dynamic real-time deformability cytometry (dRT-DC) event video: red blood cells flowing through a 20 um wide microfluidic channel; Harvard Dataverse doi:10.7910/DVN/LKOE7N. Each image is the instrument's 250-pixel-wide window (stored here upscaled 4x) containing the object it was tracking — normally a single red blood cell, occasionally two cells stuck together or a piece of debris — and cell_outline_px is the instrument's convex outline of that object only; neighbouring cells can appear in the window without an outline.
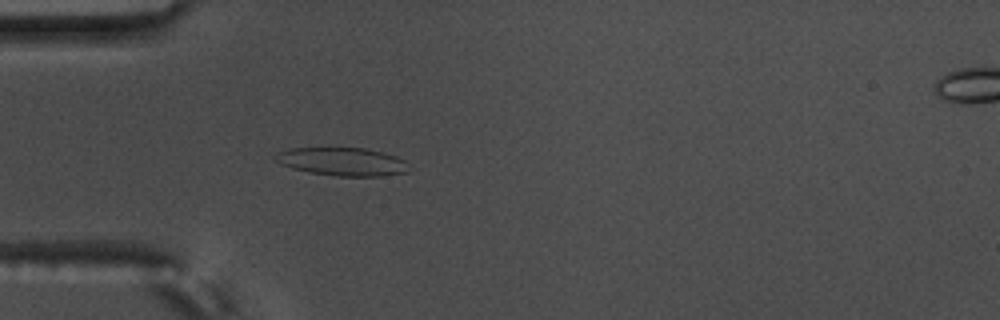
{"species": "common noctule bat (a hibernating species)", "species_latin": "Nyctalus noctula", "temperature_condition": "warm", "stored_images_in_passage": 55, "camera_frame_rate_fps": 3000, "um_per_image_px": 0.085, "animal": {"sex": "male", "body_mass_g": 17.5, "forearm_length_mm": 52.3}, "frame": {"image": 1, "passage_image": 16, "time_ms": 5.0, "image_size_px": [1000, 320], "cell_outline_px": [[408, 172], [380, 176], [336, 176], [308, 172], [292, 168], [280, 164], [272, 160], [276, 152], [292, 148], [364, 148], [396, 156], [404, 160]], "centroid_in_image_um": [29.02, 13.74], "position_along_channel_um": 56.0, "area_um2": 21.85}}
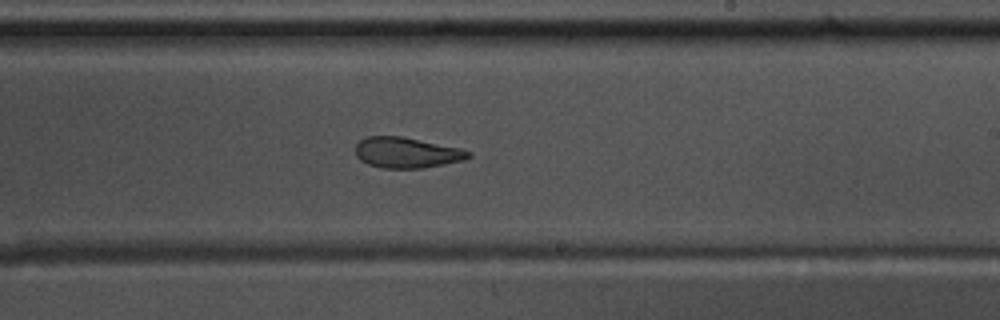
{"frame": {"image": 2, "passage_image": 33, "time_ms": 10.667, "image_size_px": [1000, 320], "cell_outline_px": [[472, 156], [464, 160], [424, 168], [384, 168], [368, 164], [360, 160], [356, 156], [356, 144], [364, 136], [400, 136], [460, 148], [472, 152]], "centroid_in_image_um": [34.56, 12.97], "position_along_channel_um": 254.4, "area_um2": 20.17}}
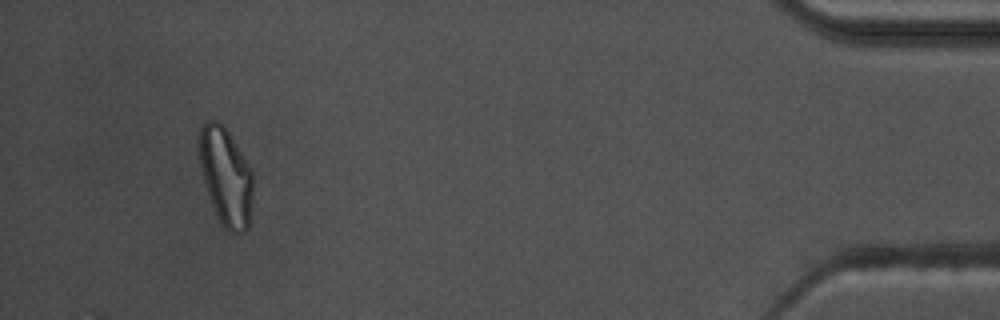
{"frame": {"image": 3, "passage_image": 52, "time_ms": 17.0, "image_size_px": [1000, 320], "cell_outline_px": [[252, 200], [248, 228], [244, 232], [228, 232], [224, 228], [212, 204], [200, 168], [200, 128], [204, 120], [216, 120], [224, 124], [252, 172]], "centroid_in_image_um": [19.2, 14.99], "position_along_channel_um": 416.0, "area_um2": 30.17}, "authors_computed_cell_mechanics": {"area_um2": 22.5998, "velocity_mm_per_s": 3.621, "shape_relaxation_time_tau1_ms": 7.1444, "shape_relaxation_time_tau2_ms": 2.2532, "deformation_change_tau1": 0.2106, "deformation_change_tau2": 0.0937}}